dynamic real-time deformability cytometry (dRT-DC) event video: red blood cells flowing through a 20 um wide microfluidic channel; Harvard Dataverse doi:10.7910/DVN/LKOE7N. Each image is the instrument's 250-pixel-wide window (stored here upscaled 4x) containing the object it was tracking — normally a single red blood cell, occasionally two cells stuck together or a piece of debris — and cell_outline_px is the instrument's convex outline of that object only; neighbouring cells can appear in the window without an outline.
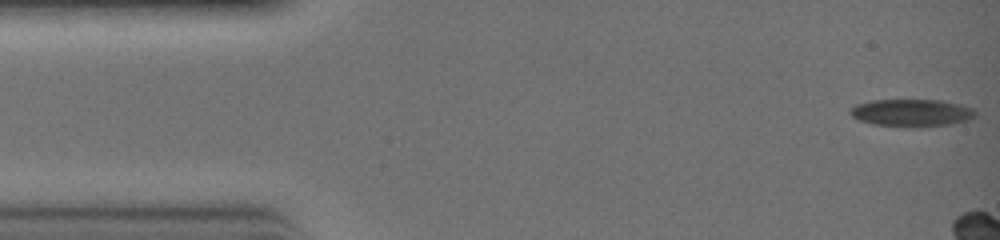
{"species": "common noctule bat (a hibernating species)", "species_latin": "Nyctalus noctula", "temperature_condition": "warm", "stored_images_in_passage": 5, "camera_frame_rate_fps": 3000, "um_per_image_px": 0.085, "animal": {"sex": "female", "body_mass_g": 19.0, "forearm_length_mm": 51.5}, "frame": {"image": 1, "passage_image": 1, "time_ms": 0.0, "image_size_px": [1000, 240], "cell_outline_px": [[976, 116], [968, 120], [948, 124], [876, 124], [860, 120], [852, 116], [848, 112], [856, 104], [872, 100], [940, 100], [960, 104], [972, 108], [976, 112]], "centroid_in_image_um": [77.5, 9.53], "position_along_channel_um": 7.5, "area_um2": 18.9}}